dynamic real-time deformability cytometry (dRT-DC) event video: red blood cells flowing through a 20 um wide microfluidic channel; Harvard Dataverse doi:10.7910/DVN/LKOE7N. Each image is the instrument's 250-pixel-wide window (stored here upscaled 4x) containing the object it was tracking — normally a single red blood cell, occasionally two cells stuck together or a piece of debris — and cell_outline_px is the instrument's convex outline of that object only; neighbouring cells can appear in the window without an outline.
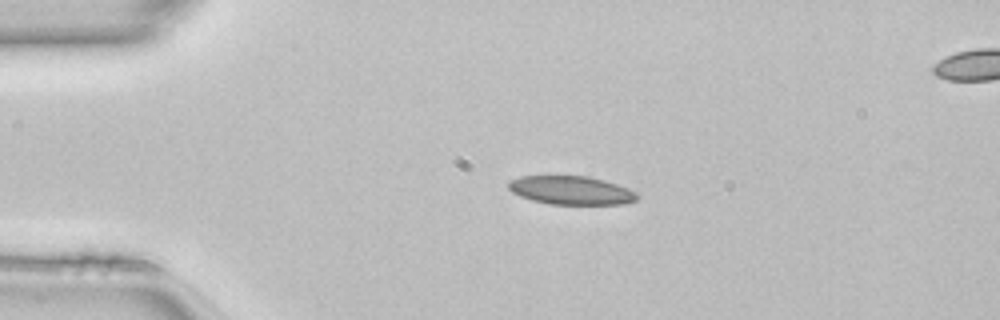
{"species": "common noctule bat (a hibernating species)", "species_latin": "Nyctalus noctula", "temperature_condition": "room temperature", "stored_images_in_passage": 39, "camera_frame_rate_fps": 3000, "um_per_image_px": 0.085, "animal": {"sex": "female", "body_mass_g": 22.7, "forearm_length_mm": 54.2}, "frame": {"image": 1, "passage_image": 1, "time_ms": 0.0, "image_size_px": [1000, 320], "cell_outline_px": [[640, 196], [636, 200], [624, 204], [548, 204], [532, 200], [520, 196], [512, 192], [508, 188], [508, 180], [520, 176], [588, 176], [604, 180], [628, 188], [636, 192]], "centroid_in_image_um": [48.54, 16.17], "position_along_channel_um": 36.5, "area_um2": 21.5}, "authors_computed_cell_mechanics": {"area_um2": 21.2126, "velocity_mm_per_s": 4.1365, "shape_relaxation_time_tau1_ms": null, "shape_relaxation_time_tau2_ms": 4.2015, "deformation_change_tau1": null, "deformation_change_tau2": 0.0977}}